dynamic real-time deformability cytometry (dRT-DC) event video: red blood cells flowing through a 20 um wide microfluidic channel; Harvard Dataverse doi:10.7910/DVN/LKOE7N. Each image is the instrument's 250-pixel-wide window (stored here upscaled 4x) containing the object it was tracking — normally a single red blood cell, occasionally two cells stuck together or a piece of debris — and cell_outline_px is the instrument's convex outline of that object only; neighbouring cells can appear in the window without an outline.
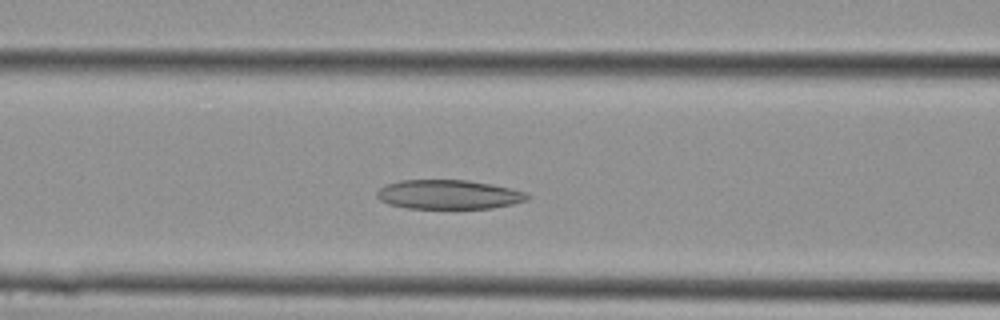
{"species": "Egyptian fruit bat (a non-hibernating species)", "species_latin": "Rousettus aegyptiacus", "temperature_condition": "cold", "stored_images_in_passage": 10, "segment_of_instrument_passage": [1, 2], "camera_frame_rate_fps": 3000, "um_per_image_px": 0.085, "animal": {"sex": "female"}, "frame": {"image": 1, "passage_image": 5, "time_ms": 1.333, "image_size_px": [1000, 320], "cell_outline_px": [[532, 196], [528, 200], [512, 204], [492, 208], [408, 208], [388, 204], [380, 200], [376, 196], [376, 192], [384, 184], [400, 180], [468, 180], [512, 188], [524, 192]], "centroid_in_image_um": [38.12, 16.53], "position_along_channel_um": 128.5, "area_um2": 25.72}}
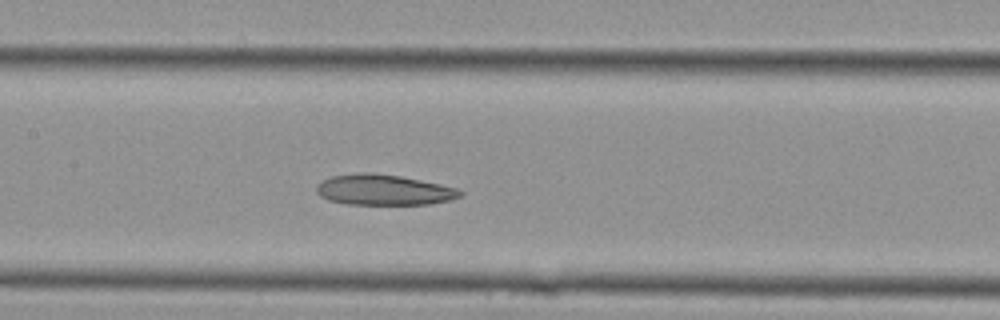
{"frame": {"image": 2, "passage_image": 7, "time_ms": 2.0, "image_size_px": [1000, 320], "cell_outline_px": [[464, 192], [460, 196], [452, 200], [432, 204], [348, 204], [328, 200], [320, 196], [316, 192], [316, 184], [332, 176], [360, 172], [372, 172], [400, 176], [440, 184], [456, 188]], "centroid_in_image_um": [32.61, 16.14], "position_along_channel_um": 174.8, "area_um2": 25.66}}
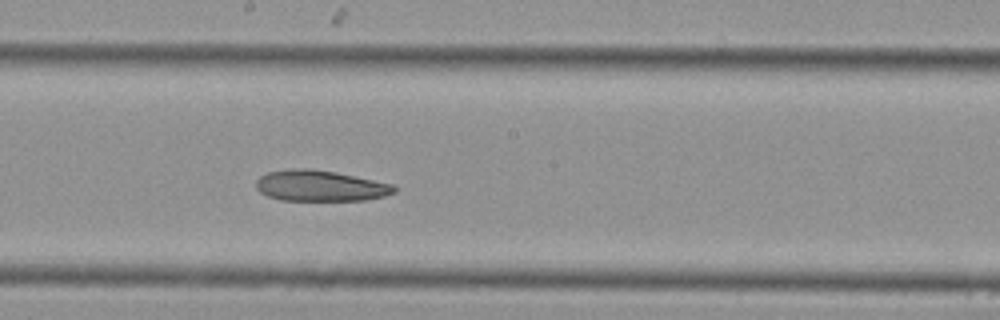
{"frame": {"image": 3, "passage_image": 9, "time_ms": 2.667, "image_size_px": [1000, 320], "cell_outline_px": [[400, 188], [396, 192], [384, 196], [368, 200], [280, 200], [268, 196], [260, 192], [256, 188], [256, 180], [260, 176], [268, 172], [292, 168], [308, 168], [336, 172], [392, 184]], "centroid_in_image_um": [27.23, 15.79], "position_along_channel_um": 221.0, "area_um2": 24.97}}